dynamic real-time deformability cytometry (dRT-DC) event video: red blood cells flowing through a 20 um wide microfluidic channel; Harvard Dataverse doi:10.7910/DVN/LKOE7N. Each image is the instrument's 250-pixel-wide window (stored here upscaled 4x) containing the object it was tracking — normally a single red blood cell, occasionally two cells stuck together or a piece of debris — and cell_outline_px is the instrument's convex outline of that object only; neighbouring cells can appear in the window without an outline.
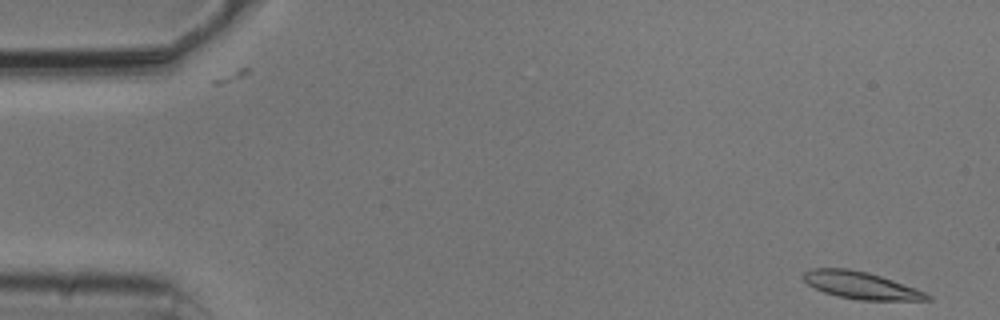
{"species": "common noctule bat (a hibernating species)", "species_latin": "Nyctalus noctula", "temperature_condition": "cold", "stored_images_in_passage": 52, "camera_frame_rate_fps": 3000, "um_per_image_px": 0.085, "animal": {"sex": "male", "body_mass_g": 20.5, "forearm_length_mm": 52.5}, "frame": {"image": 1, "passage_image": 1, "time_ms": 0.0, "image_size_px": [1000, 320], "cell_outline_px": [[932, 300], [860, 300], [836, 296], [824, 292], [808, 284], [804, 280], [804, 272], [812, 268], [848, 268], [868, 272], [916, 288], [932, 296]], "centroid_in_image_um": [73.19, 24.25], "position_along_channel_um": 11.8, "area_um2": 19.48}}
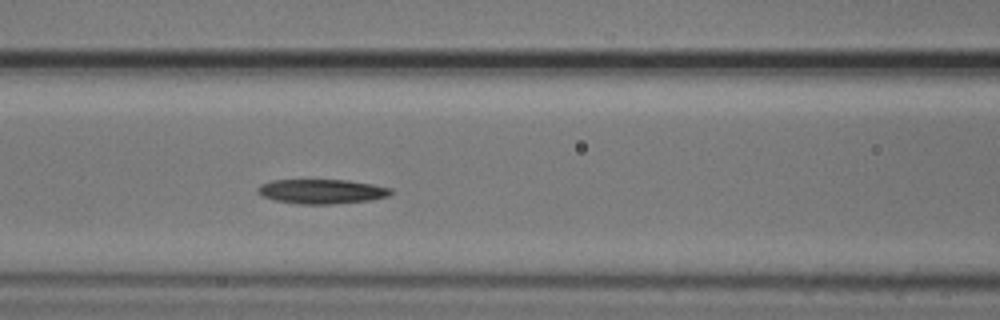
{"frame": {"image": 2, "passage_image": 21, "time_ms": 6.667, "image_size_px": [1000, 320], "cell_outline_px": [[392, 192], [388, 196], [372, 200], [332, 204], [300, 204], [276, 200], [264, 196], [256, 192], [256, 188], [260, 184], [272, 180], [348, 180], [372, 184], [392, 188]], "centroid_in_image_um": [27.35, 16.27], "position_along_channel_um": 139.2, "area_um2": 19.02}}
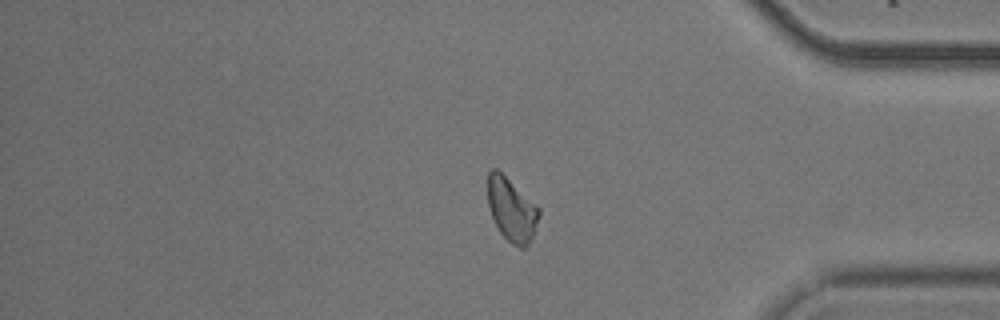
{"frame": {"image": 3, "passage_image": 43, "time_ms": 14.0, "image_size_px": [1000, 320], "cell_outline_px": [[540, 216], [532, 236], [528, 244], [524, 248], [520, 248], [512, 244], [500, 232], [492, 216], [488, 204], [488, 172], [492, 168], [496, 168], [536, 204], [540, 208]], "centroid_in_image_um": [43.49, 17.81], "position_along_channel_um": 391.7, "area_um2": 18.67}}